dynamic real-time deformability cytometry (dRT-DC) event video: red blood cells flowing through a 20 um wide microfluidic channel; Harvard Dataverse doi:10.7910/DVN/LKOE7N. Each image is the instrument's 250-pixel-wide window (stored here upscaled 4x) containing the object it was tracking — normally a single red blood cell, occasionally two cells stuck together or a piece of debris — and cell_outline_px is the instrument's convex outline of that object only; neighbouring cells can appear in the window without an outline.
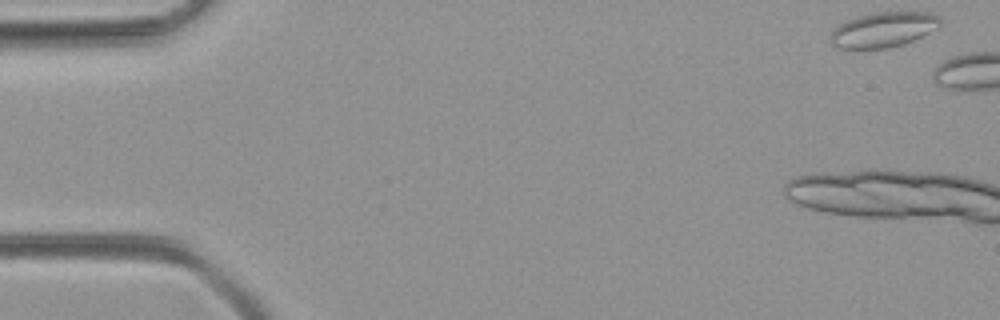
{"species": "common noctule bat (a hibernating species)", "species_latin": "Nyctalus noctula", "temperature_condition": "room temperature", "stored_images_in_passage": 5, "camera_frame_rate_fps": 3000, "um_per_image_px": 0.085, "animal": {"sex": "female", "body_mass_g": 21.9}, "frame": {"image": 1, "passage_image": 1, "time_ms": 0.0, "image_size_px": [1000, 320], "cell_outline_px": [[944, 20], [936, 28], [924, 36], [904, 44], [888, 48], [832, 48], [828, 40], [832, 28], [856, 16], [872, 12], [932, 12], [940, 16]], "centroid_in_image_um": [75.07, 2.52], "position_along_channel_um": 9.9, "area_um2": 23.0}}